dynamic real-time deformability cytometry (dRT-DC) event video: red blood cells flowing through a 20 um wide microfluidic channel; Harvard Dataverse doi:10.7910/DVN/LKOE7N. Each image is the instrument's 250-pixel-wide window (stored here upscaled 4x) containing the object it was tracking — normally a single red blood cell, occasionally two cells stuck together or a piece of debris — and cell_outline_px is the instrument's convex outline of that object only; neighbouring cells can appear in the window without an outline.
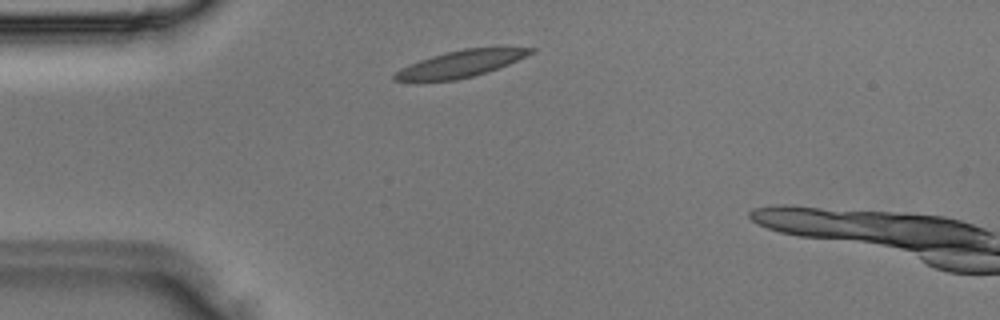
{"species": "Egyptian fruit bat (a non-hibernating species)", "species_latin": "Rousettus aegyptiacus", "temperature_condition": "room temperature", "stored_images_in_passage": 2, "camera_frame_rate_fps": 3000, "um_per_image_px": 0.085, "animal": {"sex": "male"}, "frame": {"image": 1, "passage_image": 1, "time_ms": 0.0, "image_size_px": [1000, 320], "cell_outline_px": [[536, 48], [532, 52], [508, 64], [472, 76], [456, 80], [416, 84], [392, 80], [392, 76], [400, 68], [420, 60], [432, 56], [464, 48]], "centroid_in_image_um": [38.95, 5.49], "position_along_channel_um": 46.0, "area_um2": 21.21}}